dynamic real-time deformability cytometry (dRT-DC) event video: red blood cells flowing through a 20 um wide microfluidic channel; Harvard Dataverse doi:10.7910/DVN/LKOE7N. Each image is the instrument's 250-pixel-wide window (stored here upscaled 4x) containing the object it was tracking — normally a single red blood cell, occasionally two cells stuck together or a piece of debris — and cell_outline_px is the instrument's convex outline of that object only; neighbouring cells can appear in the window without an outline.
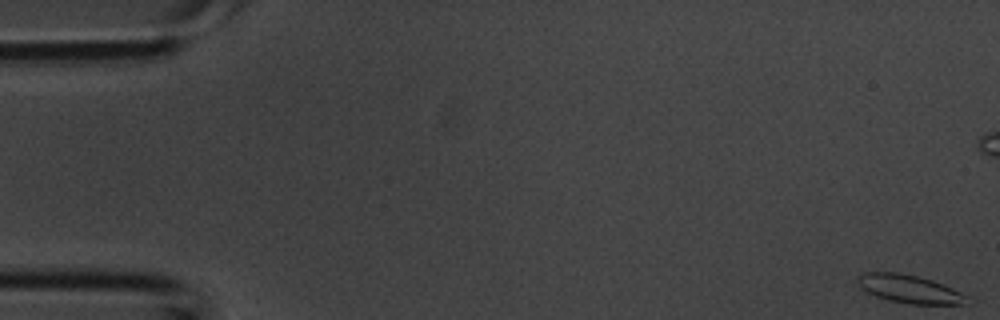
{"species": "common noctule bat (a hibernating species)", "species_latin": "Nyctalus noctula", "temperature_condition": "room temperature", "stored_images_in_passage": 9, "camera_frame_rate_fps": 3000, "um_per_image_px": 0.085, "animal": {"sex": "male", "body_mass_g": 20.1, "forearm_length_mm": 53.5}, "frame": {"image": 1, "passage_image": 1, "time_ms": 0.0, "image_size_px": [1000, 320], "cell_outline_px": [[976, 304], [908, 304], [888, 300], [876, 296], [868, 292], [856, 280], [856, 276], [860, 272], [900, 272], [932, 280], [944, 284], [968, 296]], "centroid_in_image_um": [77.37, 24.57], "position_along_channel_um": 7.6, "area_um2": 18.21}}